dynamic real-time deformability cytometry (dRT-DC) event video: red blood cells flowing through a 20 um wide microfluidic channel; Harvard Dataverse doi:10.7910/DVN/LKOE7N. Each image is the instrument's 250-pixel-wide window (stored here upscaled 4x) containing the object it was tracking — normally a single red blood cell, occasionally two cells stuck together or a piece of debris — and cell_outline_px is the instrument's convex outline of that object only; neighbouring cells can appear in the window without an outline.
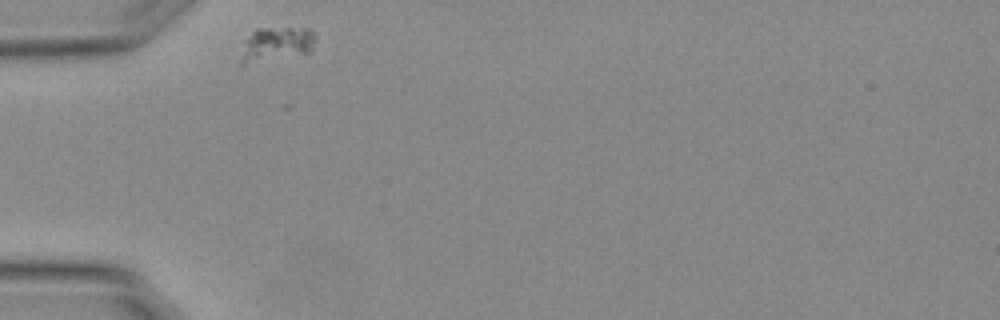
{"species": "Egyptian fruit bat (a non-hibernating species)", "species_latin": "Rousettus aegyptiacus", "temperature_condition": "warm", "stored_images_in_passage": 7, "camera_frame_rate_fps": 3000, "um_per_image_px": 0.085, "animal": {"sex": "female"}, "frame": {"image": 1, "passage_image": 1, "time_ms": 0.0, "image_size_px": [1000, 320], "cell_outline_px": [[316, 40], [312, 48], [308, 52], [244, 64], [240, 64], [240, 60], [244, 40], [256, 28], [308, 28], [316, 36]], "centroid_in_image_um": [23.47, 3.72], "position_along_channel_um": 61.5, "area_um2": 14.62}}
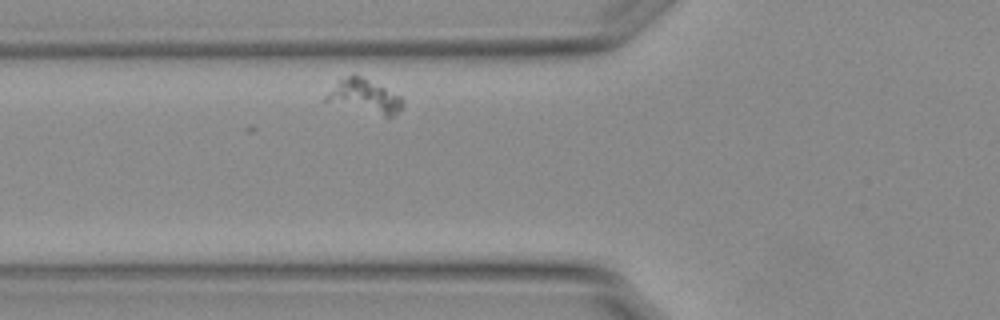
{"frame": {"image": 2, "passage_image": 5, "time_ms": 1.333, "image_size_px": [1000, 320], "cell_outline_px": [[404, 104], [392, 116], [384, 116], [324, 100], [324, 96], [340, 80], [352, 72], [400, 96], [404, 100]], "centroid_in_image_um": [30.98, 8.16], "position_along_channel_um": 94.8, "area_um2": 14.33}}